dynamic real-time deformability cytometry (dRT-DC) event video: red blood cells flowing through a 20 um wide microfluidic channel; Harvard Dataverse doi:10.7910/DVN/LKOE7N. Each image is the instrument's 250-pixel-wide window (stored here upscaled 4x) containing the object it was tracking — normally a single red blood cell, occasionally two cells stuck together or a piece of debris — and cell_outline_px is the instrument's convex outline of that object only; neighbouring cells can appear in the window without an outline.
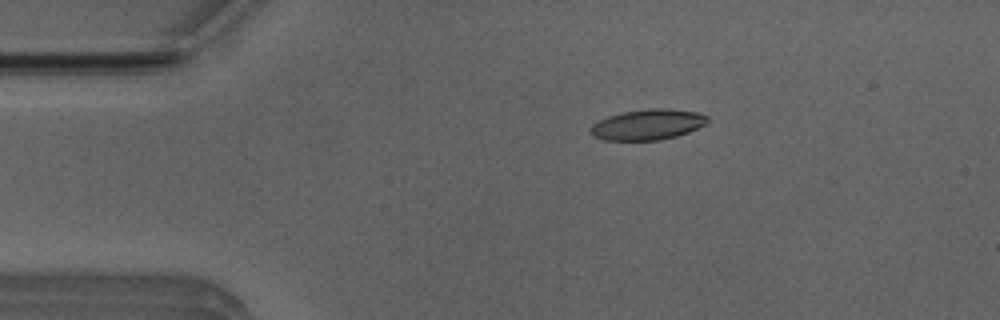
{"species": "Egyptian fruit bat (a non-hibernating species)", "species_latin": "Rousettus aegyptiacus", "temperature_condition": "room temperature", "stored_images_in_passage": 43, "camera_frame_rate_fps": 3000, "um_per_image_px": 0.085, "animal": {"sex": "male"}, "frame": {"image": 1, "passage_image": 1, "time_ms": 0.0, "image_size_px": [1000, 320], "cell_outline_px": [[708, 120], [704, 124], [688, 132], [676, 136], [660, 140], [604, 140], [592, 136], [588, 132], [592, 124], [608, 116], [624, 112], [648, 108], [664, 108], [696, 112], [708, 116]], "centroid_in_image_um": [55.01, 10.59], "position_along_channel_um": 30.0, "area_um2": 20.75}}
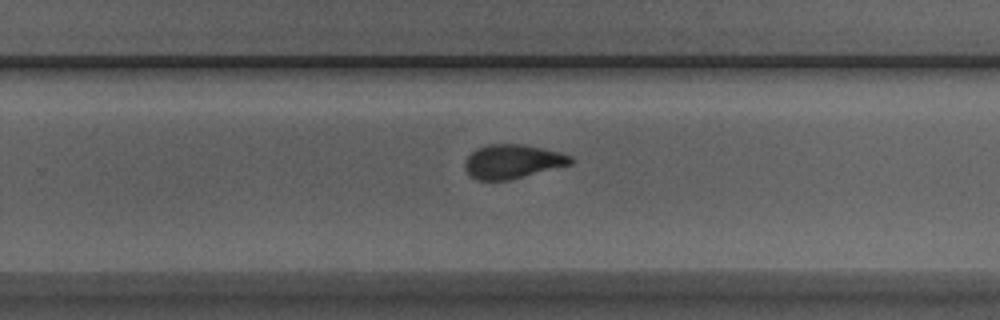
{"frame": {"image": 2, "passage_image": 24, "time_ms": 7.667, "image_size_px": [1000, 320], "cell_outline_px": [[572, 164], [508, 180], [476, 180], [464, 168], [464, 164], [468, 156], [476, 148], [488, 144], [520, 144], [560, 152], [572, 156]], "centroid_in_image_um": [43.55, 13.72], "position_along_channel_um": 286.3, "area_um2": 20.75}}
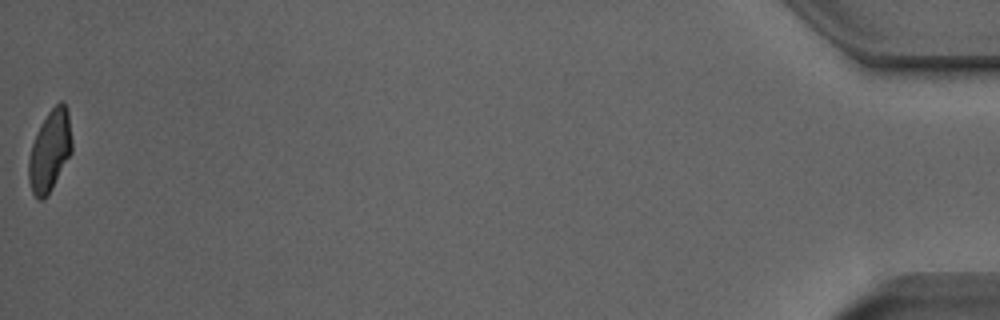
{"frame": {"image": 3, "passage_image": 43, "time_ms": 14.0, "image_size_px": [1000, 320], "cell_outline_px": [[72, 152], [52, 188], [44, 200], [40, 200], [32, 192], [28, 180], [28, 160], [32, 144], [40, 124], [48, 112], [60, 100], [68, 108], [72, 140]], "centroid_in_image_um": [4.24, 12.81], "position_along_channel_um": 431.0, "area_um2": 20.52}, "authors_computed_cell_mechanics": {"area_um2": 21.2126, "velocity_mm_per_s": 3.9701, "shape_relaxation_time_tau1_ms": 6.1409, "shape_relaxation_time_tau2_ms": 1.6495, "deformation_change_tau1": 0.2061, "deformation_change_tau2": 0.0834}}